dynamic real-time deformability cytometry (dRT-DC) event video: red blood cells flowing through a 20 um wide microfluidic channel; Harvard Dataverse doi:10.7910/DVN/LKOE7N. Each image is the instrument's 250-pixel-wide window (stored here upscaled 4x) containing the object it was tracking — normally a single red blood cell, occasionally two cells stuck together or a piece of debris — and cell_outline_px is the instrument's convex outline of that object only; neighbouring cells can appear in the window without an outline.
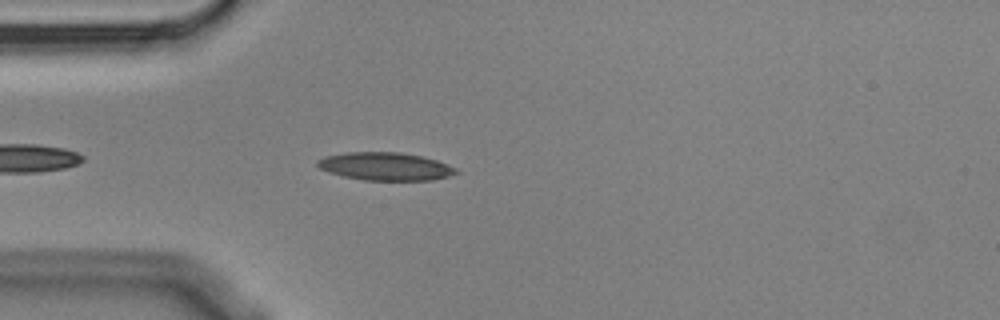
{"species": "Egyptian fruit bat (a non-hibernating species)", "species_latin": "Rousettus aegyptiacus", "temperature_condition": "cold", "stored_images_in_passage": 4, "camera_frame_rate_fps": 3000, "um_per_image_px": 0.085, "animal": {"sex": "male"}, "frame": {"image": 1, "passage_image": 4, "time_ms": 1.0, "image_size_px": [1000, 320], "cell_outline_px": [[460, 172], [448, 176], [432, 180], [364, 180], [344, 176], [328, 172], [320, 168], [316, 164], [316, 160], [324, 156], [344, 152], [400, 152], [420, 156], [436, 160], [456, 168]], "centroid_in_image_um": [32.72, 14.14], "position_along_channel_um": 52.3, "area_um2": 22.54}}